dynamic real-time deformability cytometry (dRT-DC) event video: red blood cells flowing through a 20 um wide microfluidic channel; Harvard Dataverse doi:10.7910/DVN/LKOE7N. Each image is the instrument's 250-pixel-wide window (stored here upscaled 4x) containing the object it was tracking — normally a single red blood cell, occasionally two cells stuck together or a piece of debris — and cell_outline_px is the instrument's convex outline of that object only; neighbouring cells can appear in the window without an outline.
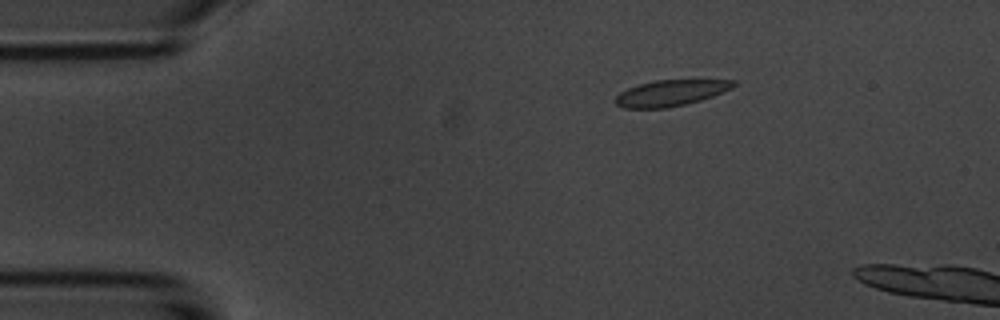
{"species": "common noctule bat (a hibernating species)", "species_latin": "Nyctalus noctula", "temperature_condition": "room temperature", "stored_images_in_passage": 4, "camera_frame_rate_fps": 3000, "um_per_image_px": 0.085, "animal": {"sex": "male", "body_mass_g": 20.1, "forearm_length_mm": 53.5}, "frame": {"image": 1, "passage_image": 3, "time_ms": 2.333, "image_size_px": [1000, 320], "cell_outline_px": [[736, 84], [732, 88], [712, 96], [700, 100], [668, 108], [624, 108], [616, 104], [616, 96], [620, 92], [636, 84], [656, 80], [736, 80]], "centroid_in_image_um": [56.99, 7.9], "position_along_channel_um": 28.0, "area_um2": 17.8}}